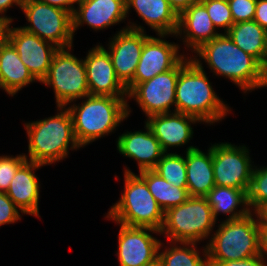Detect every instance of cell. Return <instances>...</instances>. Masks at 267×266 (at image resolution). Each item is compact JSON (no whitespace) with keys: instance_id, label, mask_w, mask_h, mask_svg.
Listing matches in <instances>:
<instances>
[{"instance_id":"39","label":"cell","mask_w":267,"mask_h":266,"mask_svg":"<svg viewBox=\"0 0 267 266\" xmlns=\"http://www.w3.org/2000/svg\"><path fill=\"white\" fill-rule=\"evenodd\" d=\"M251 212L259 226L267 225V202L258 204Z\"/></svg>"},{"instance_id":"12","label":"cell","mask_w":267,"mask_h":266,"mask_svg":"<svg viewBox=\"0 0 267 266\" xmlns=\"http://www.w3.org/2000/svg\"><path fill=\"white\" fill-rule=\"evenodd\" d=\"M127 24L109 39L106 50L118 79L128 89L133 84L144 42L150 36L144 26L130 21Z\"/></svg>"},{"instance_id":"1","label":"cell","mask_w":267,"mask_h":266,"mask_svg":"<svg viewBox=\"0 0 267 266\" xmlns=\"http://www.w3.org/2000/svg\"><path fill=\"white\" fill-rule=\"evenodd\" d=\"M194 53L191 59L195 63L203 60L211 73L230 80L245 94L267 87V73L262 65L240 49L227 33H220Z\"/></svg>"},{"instance_id":"32","label":"cell","mask_w":267,"mask_h":266,"mask_svg":"<svg viewBox=\"0 0 267 266\" xmlns=\"http://www.w3.org/2000/svg\"><path fill=\"white\" fill-rule=\"evenodd\" d=\"M27 161L24 153L0 156V192L6 193L17 170Z\"/></svg>"},{"instance_id":"40","label":"cell","mask_w":267,"mask_h":266,"mask_svg":"<svg viewBox=\"0 0 267 266\" xmlns=\"http://www.w3.org/2000/svg\"><path fill=\"white\" fill-rule=\"evenodd\" d=\"M201 0H168L171 8L179 15L181 12L189 8L192 4L198 3Z\"/></svg>"},{"instance_id":"23","label":"cell","mask_w":267,"mask_h":266,"mask_svg":"<svg viewBox=\"0 0 267 266\" xmlns=\"http://www.w3.org/2000/svg\"><path fill=\"white\" fill-rule=\"evenodd\" d=\"M133 8L145 24L158 34L175 35L178 15L168 0H126V15Z\"/></svg>"},{"instance_id":"16","label":"cell","mask_w":267,"mask_h":266,"mask_svg":"<svg viewBox=\"0 0 267 266\" xmlns=\"http://www.w3.org/2000/svg\"><path fill=\"white\" fill-rule=\"evenodd\" d=\"M90 95L127 97V88L118 79L110 55L103 45L96 44L84 58Z\"/></svg>"},{"instance_id":"29","label":"cell","mask_w":267,"mask_h":266,"mask_svg":"<svg viewBox=\"0 0 267 266\" xmlns=\"http://www.w3.org/2000/svg\"><path fill=\"white\" fill-rule=\"evenodd\" d=\"M153 170L172 185L187 189L185 156L176 152L165 153Z\"/></svg>"},{"instance_id":"33","label":"cell","mask_w":267,"mask_h":266,"mask_svg":"<svg viewBox=\"0 0 267 266\" xmlns=\"http://www.w3.org/2000/svg\"><path fill=\"white\" fill-rule=\"evenodd\" d=\"M257 0H228L234 24L253 20Z\"/></svg>"},{"instance_id":"8","label":"cell","mask_w":267,"mask_h":266,"mask_svg":"<svg viewBox=\"0 0 267 266\" xmlns=\"http://www.w3.org/2000/svg\"><path fill=\"white\" fill-rule=\"evenodd\" d=\"M73 47L59 49L53 56L43 85L52 87L56 106L82 100L90 94L84 60L71 54Z\"/></svg>"},{"instance_id":"4","label":"cell","mask_w":267,"mask_h":266,"mask_svg":"<svg viewBox=\"0 0 267 266\" xmlns=\"http://www.w3.org/2000/svg\"><path fill=\"white\" fill-rule=\"evenodd\" d=\"M57 114L42 120L25 122L28 138V161L43 166L68 157L69 150L80 149L74 135L73 121L66 107L58 106ZM29 157V158H28Z\"/></svg>"},{"instance_id":"10","label":"cell","mask_w":267,"mask_h":266,"mask_svg":"<svg viewBox=\"0 0 267 266\" xmlns=\"http://www.w3.org/2000/svg\"><path fill=\"white\" fill-rule=\"evenodd\" d=\"M185 56L173 69L160 73L152 79L132 84L127 100L134 99L146 117L175 111V90L179 72L191 61ZM174 106V110L171 107Z\"/></svg>"},{"instance_id":"5","label":"cell","mask_w":267,"mask_h":266,"mask_svg":"<svg viewBox=\"0 0 267 266\" xmlns=\"http://www.w3.org/2000/svg\"><path fill=\"white\" fill-rule=\"evenodd\" d=\"M124 168V190L105 218L118 224L161 230L164 211L150 193L146 182L129 167Z\"/></svg>"},{"instance_id":"2","label":"cell","mask_w":267,"mask_h":266,"mask_svg":"<svg viewBox=\"0 0 267 266\" xmlns=\"http://www.w3.org/2000/svg\"><path fill=\"white\" fill-rule=\"evenodd\" d=\"M83 99L79 104L74 101L66 106L81 148L113 133L132 112L127 97L89 94Z\"/></svg>"},{"instance_id":"13","label":"cell","mask_w":267,"mask_h":266,"mask_svg":"<svg viewBox=\"0 0 267 266\" xmlns=\"http://www.w3.org/2000/svg\"><path fill=\"white\" fill-rule=\"evenodd\" d=\"M116 224L120 226L115 254L119 266H157L161 241L152 234L159 235L160 231L149 227Z\"/></svg>"},{"instance_id":"37","label":"cell","mask_w":267,"mask_h":266,"mask_svg":"<svg viewBox=\"0 0 267 266\" xmlns=\"http://www.w3.org/2000/svg\"><path fill=\"white\" fill-rule=\"evenodd\" d=\"M40 2L46 3L51 6L62 8L72 15L76 9L74 4H78L79 0H39Z\"/></svg>"},{"instance_id":"14","label":"cell","mask_w":267,"mask_h":266,"mask_svg":"<svg viewBox=\"0 0 267 266\" xmlns=\"http://www.w3.org/2000/svg\"><path fill=\"white\" fill-rule=\"evenodd\" d=\"M11 24L12 22L8 25L6 39L13 45L32 76L41 83L59 48L25 31L21 26L13 27Z\"/></svg>"},{"instance_id":"31","label":"cell","mask_w":267,"mask_h":266,"mask_svg":"<svg viewBox=\"0 0 267 266\" xmlns=\"http://www.w3.org/2000/svg\"><path fill=\"white\" fill-rule=\"evenodd\" d=\"M216 29H223L227 33L234 24L228 0H201Z\"/></svg>"},{"instance_id":"20","label":"cell","mask_w":267,"mask_h":266,"mask_svg":"<svg viewBox=\"0 0 267 266\" xmlns=\"http://www.w3.org/2000/svg\"><path fill=\"white\" fill-rule=\"evenodd\" d=\"M214 27L206 7L201 3L192 4L178 15L175 37L181 38L185 49L194 53L204 43L211 41L220 32ZM180 36V37H179Z\"/></svg>"},{"instance_id":"15","label":"cell","mask_w":267,"mask_h":266,"mask_svg":"<svg viewBox=\"0 0 267 266\" xmlns=\"http://www.w3.org/2000/svg\"><path fill=\"white\" fill-rule=\"evenodd\" d=\"M175 36L158 34L150 36L143 45L141 57L133 78V84H139L154 76L173 69L186 55L180 53V45L167 41L165 37ZM165 38V39H164Z\"/></svg>"},{"instance_id":"11","label":"cell","mask_w":267,"mask_h":266,"mask_svg":"<svg viewBox=\"0 0 267 266\" xmlns=\"http://www.w3.org/2000/svg\"><path fill=\"white\" fill-rule=\"evenodd\" d=\"M254 161L245 145L229 142L213 144V175L216 186L232 187L248 192Z\"/></svg>"},{"instance_id":"6","label":"cell","mask_w":267,"mask_h":266,"mask_svg":"<svg viewBox=\"0 0 267 266\" xmlns=\"http://www.w3.org/2000/svg\"><path fill=\"white\" fill-rule=\"evenodd\" d=\"M206 246L207 262H226L260 255V226L254 214L223 220Z\"/></svg>"},{"instance_id":"41","label":"cell","mask_w":267,"mask_h":266,"mask_svg":"<svg viewBox=\"0 0 267 266\" xmlns=\"http://www.w3.org/2000/svg\"><path fill=\"white\" fill-rule=\"evenodd\" d=\"M260 255L267 261V225L260 226Z\"/></svg>"},{"instance_id":"27","label":"cell","mask_w":267,"mask_h":266,"mask_svg":"<svg viewBox=\"0 0 267 266\" xmlns=\"http://www.w3.org/2000/svg\"><path fill=\"white\" fill-rule=\"evenodd\" d=\"M168 243H170L169 247L165 245V250L163 242L159 246L157 266H208L206 246L200 249L203 253L200 255L196 242L170 241Z\"/></svg>"},{"instance_id":"3","label":"cell","mask_w":267,"mask_h":266,"mask_svg":"<svg viewBox=\"0 0 267 266\" xmlns=\"http://www.w3.org/2000/svg\"><path fill=\"white\" fill-rule=\"evenodd\" d=\"M202 63L191 60L180 72L175 90V111L213 125L232 110L213 90ZM230 111V112H229Z\"/></svg>"},{"instance_id":"26","label":"cell","mask_w":267,"mask_h":266,"mask_svg":"<svg viewBox=\"0 0 267 266\" xmlns=\"http://www.w3.org/2000/svg\"><path fill=\"white\" fill-rule=\"evenodd\" d=\"M227 35L240 49L253 56L264 69L266 29L254 20H250L233 24Z\"/></svg>"},{"instance_id":"19","label":"cell","mask_w":267,"mask_h":266,"mask_svg":"<svg viewBox=\"0 0 267 266\" xmlns=\"http://www.w3.org/2000/svg\"><path fill=\"white\" fill-rule=\"evenodd\" d=\"M144 128L146 131L124 132L116 141L119 154L136 161L139 172L154 169L165 154L150 128L146 124Z\"/></svg>"},{"instance_id":"7","label":"cell","mask_w":267,"mask_h":266,"mask_svg":"<svg viewBox=\"0 0 267 266\" xmlns=\"http://www.w3.org/2000/svg\"><path fill=\"white\" fill-rule=\"evenodd\" d=\"M211 206L206 197L190 196L183 204L168 209L160 235L168 242H196L210 238L215 227Z\"/></svg>"},{"instance_id":"18","label":"cell","mask_w":267,"mask_h":266,"mask_svg":"<svg viewBox=\"0 0 267 266\" xmlns=\"http://www.w3.org/2000/svg\"><path fill=\"white\" fill-rule=\"evenodd\" d=\"M200 121L181 112L155 114L146 118L145 124L158 139L165 153H170V148L181 147L193 138L192 124Z\"/></svg>"},{"instance_id":"25","label":"cell","mask_w":267,"mask_h":266,"mask_svg":"<svg viewBox=\"0 0 267 266\" xmlns=\"http://www.w3.org/2000/svg\"><path fill=\"white\" fill-rule=\"evenodd\" d=\"M205 197L211 206L216 221H220L217 219L222 213L228 215L226 220H233L251 212L248 206L247 193L242 189L215 185Z\"/></svg>"},{"instance_id":"34","label":"cell","mask_w":267,"mask_h":266,"mask_svg":"<svg viewBox=\"0 0 267 266\" xmlns=\"http://www.w3.org/2000/svg\"><path fill=\"white\" fill-rule=\"evenodd\" d=\"M21 213L8 195L0 192V226L20 221L23 216Z\"/></svg>"},{"instance_id":"17","label":"cell","mask_w":267,"mask_h":266,"mask_svg":"<svg viewBox=\"0 0 267 266\" xmlns=\"http://www.w3.org/2000/svg\"><path fill=\"white\" fill-rule=\"evenodd\" d=\"M126 0H79L73 20V34L84 24L101 31L126 21Z\"/></svg>"},{"instance_id":"24","label":"cell","mask_w":267,"mask_h":266,"mask_svg":"<svg viewBox=\"0 0 267 266\" xmlns=\"http://www.w3.org/2000/svg\"><path fill=\"white\" fill-rule=\"evenodd\" d=\"M33 82H38L20 59L13 45L6 39L0 45V89L9 96Z\"/></svg>"},{"instance_id":"42","label":"cell","mask_w":267,"mask_h":266,"mask_svg":"<svg viewBox=\"0 0 267 266\" xmlns=\"http://www.w3.org/2000/svg\"><path fill=\"white\" fill-rule=\"evenodd\" d=\"M9 22L0 19V45L6 40Z\"/></svg>"},{"instance_id":"28","label":"cell","mask_w":267,"mask_h":266,"mask_svg":"<svg viewBox=\"0 0 267 266\" xmlns=\"http://www.w3.org/2000/svg\"><path fill=\"white\" fill-rule=\"evenodd\" d=\"M138 175L146 182L150 193L164 212L183 204L190 197L187 189L172 185L153 169L141 171Z\"/></svg>"},{"instance_id":"36","label":"cell","mask_w":267,"mask_h":266,"mask_svg":"<svg viewBox=\"0 0 267 266\" xmlns=\"http://www.w3.org/2000/svg\"><path fill=\"white\" fill-rule=\"evenodd\" d=\"M253 20L267 30V0H257Z\"/></svg>"},{"instance_id":"21","label":"cell","mask_w":267,"mask_h":266,"mask_svg":"<svg viewBox=\"0 0 267 266\" xmlns=\"http://www.w3.org/2000/svg\"><path fill=\"white\" fill-rule=\"evenodd\" d=\"M43 165L32 161H26L16 172L11 180L6 194L14 204L22 211V214L40 217V179L36 170Z\"/></svg>"},{"instance_id":"30","label":"cell","mask_w":267,"mask_h":266,"mask_svg":"<svg viewBox=\"0 0 267 266\" xmlns=\"http://www.w3.org/2000/svg\"><path fill=\"white\" fill-rule=\"evenodd\" d=\"M247 201L250 211L258 204L267 202V166L257 167L254 165L247 192Z\"/></svg>"},{"instance_id":"35","label":"cell","mask_w":267,"mask_h":266,"mask_svg":"<svg viewBox=\"0 0 267 266\" xmlns=\"http://www.w3.org/2000/svg\"><path fill=\"white\" fill-rule=\"evenodd\" d=\"M208 266H267V263L261 255H257L241 260H233L226 262H208Z\"/></svg>"},{"instance_id":"22","label":"cell","mask_w":267,"mask_h":266,"mask_svg":"<svg viewBox=\"0 0 267 266\" xmlns=\"http://www.w3.org/2000/svg\"><path fill=\"white\" fill-rule=\"evenodd\" d=\"M187 190L189 196L205 197L215 186L213 175V144L207 152L196 146L186 148Z\"/></svg>"},{"instance_id":"38","label":"cell","mask_w":267,"mask_h":266,"mask_svg":"<svg viewBox=\"0 0 267 266\" xmlns=\"http://www.w3.org/2000/svg\"><path fill=\"white\" fill-rule=\"evenodd\" d=\"M22 0H0V19L9 23L13 22V18L6 16V12L13 6H18L21 9Z\"/></svg>"},{"instance_id":"43","label":"cell","mask_w":267,"mask_h":266,"mask_svg":"<svg viewBox=\"0 0 267 266\" xmlns=\"http://www.w3.org/2000/svg\"><path fill=\"white\" fill-rule=\"evenodd\" d=\"M264 70L267 73V35H266V51H265V57H264Z\"/></svg>"},{"instance_id":"9","label":"cell","mask_w":267,"mask_h":266,"mask_svg":"<svg viewBox=\"0 0 267 266\" xmlns=\"http://www.w3.org/2000/svg\"><path fill=\"white\" fill-rule=\"evenodd\" d=\"M21 11L28 22V25L21 26L25 31L59 49L73 47V20L70 12L39 0H22Z\"/></svg>"}]
</instances>
